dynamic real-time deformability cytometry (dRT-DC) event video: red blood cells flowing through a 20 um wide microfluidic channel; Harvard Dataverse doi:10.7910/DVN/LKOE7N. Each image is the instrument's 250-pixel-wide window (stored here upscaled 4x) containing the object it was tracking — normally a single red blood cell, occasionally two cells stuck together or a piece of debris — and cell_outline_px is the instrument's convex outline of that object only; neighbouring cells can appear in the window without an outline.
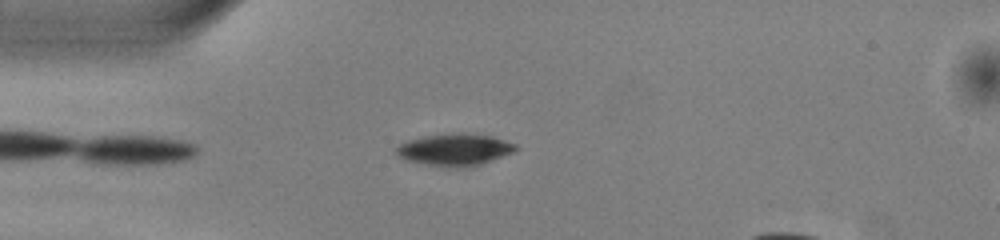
{"species": "common noctule bat (a hibernating species)", "species_latin": "Nyctalus noctula", "temperature_condition": "warm", "stored_images_in_passage": 38, "camera_frame_rate_fps": 3000, "um_per_image_px": 0.085, "animal": {"sex": "male", "body_mass_g": 13.0, "forearm_length_mm": 53.1}, "frame": {"image": 1, "passage_image": 4, "time_ms": 1.0, "image_size_px": [1000, 240], "cell_outline_px": [[520, 148], [512, 152], [472, 168], [444, 168], [420, 164], [408, 160], [400, 156], [396, 152], [396, 148], [400, 144], [408, 140], [424, 136], [460, 132], [492, 136], [516, 144]], "centroid_in_image_um": [38.67, 12.74], "position_along_channel_um": 46.3, "area_um2": 22.6}}
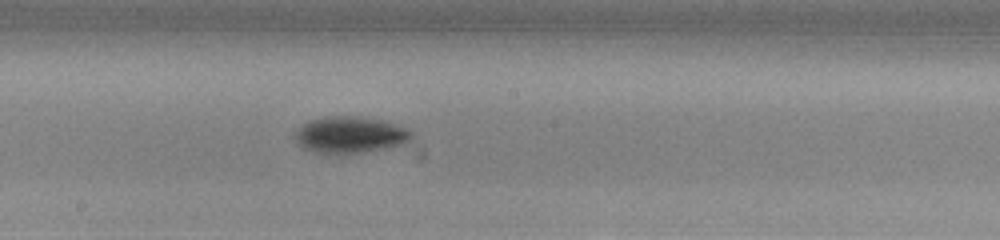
{"frame": {"image": 2, "passage_image": 18, "time_ms": 5.667, "image_size_px": [1000, 240], "cell_outline_px": [[412, 136], [404, 144], [364, 152], [316, 152], [304, 148], [296, 140], [296, 132], [304, 124], [312, 120], [324, 116], [360, 116], [384, 120], [404, 128], [412, 132]], "centroid_in_image_um": [29.79, 11.43], "position_along_channel_um": 218.4, "area_um2": 24.16}}
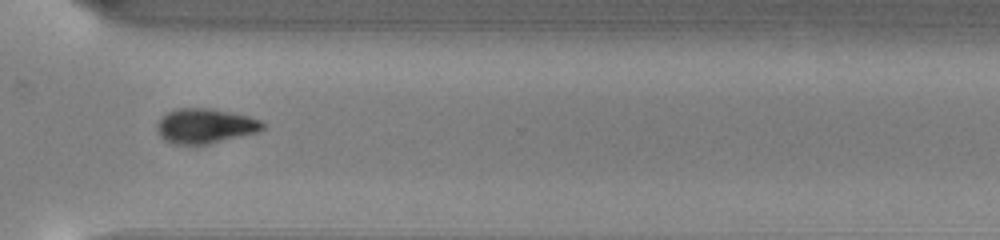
{"frame": {"image": 3, "passage_image": 28, "time_ms": 9.0, "image_size_px": [1000, 240], "cell_outline_px": [[264, 128], [256, 132], [208, 144], [172, 144], [164, 140], [160, 136], [156, 128], [156, 124], [168, 112], [176, 108], [212, 108], [248, 116], [260, 120], [264, 124]], "centroid_in_image_um": [17.41, 10.7], "position_along_channel_um": 353.2, "area_um2": 21.27}, "authors_computed_cell_mechanics": {"area_um2": 22.7443, "velocity_mm_per_s": 4.0361, "shape_relaxation_time_tau1_ms": 2.0948, "shape_relaxation_time_tau2_ms": null, "deformation_change_tau1": 0.0945, "deformation_change_tau2": null}}